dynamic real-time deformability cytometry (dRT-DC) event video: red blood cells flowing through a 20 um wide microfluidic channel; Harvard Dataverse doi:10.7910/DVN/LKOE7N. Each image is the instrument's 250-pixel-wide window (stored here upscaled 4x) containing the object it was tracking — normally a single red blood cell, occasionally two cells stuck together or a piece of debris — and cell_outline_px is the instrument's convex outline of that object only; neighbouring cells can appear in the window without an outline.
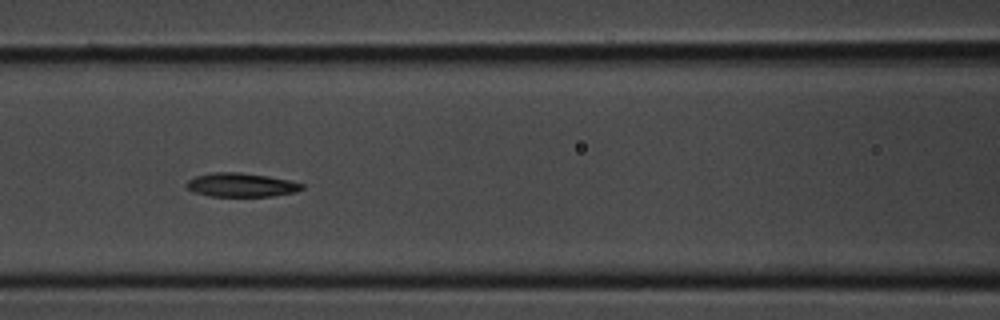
{"species": "common noctule bat (a hibernating species)", "species_latin": "Nyctalus noctula", "temperature_condition": "room temperature", "stored_images_in_passage": 12, "camera_frame_rate_fps": 3000, "um_per_image_px": 0.085, "animal": {"sex": "male", "body_mass_g": 20.1, "forearm_length_mm": 53.5}, "frame": {"image": 1, "passage_image": 7, "time_ms": 2.0, "image_size_px": [1000, 320], "cell_outline_px": [[304, 188], [296, 192], [272, 196], [212, 196], [192, 192], [184, 184], [188, 180], [196, 176], [212, 172], [240, 172], [268, 176], [288, 180], [304, 184]], "centroid_in_image_um": [20.49, 15.72], "position_along_channel_um": 146.1, "area_um2": 16.07}}
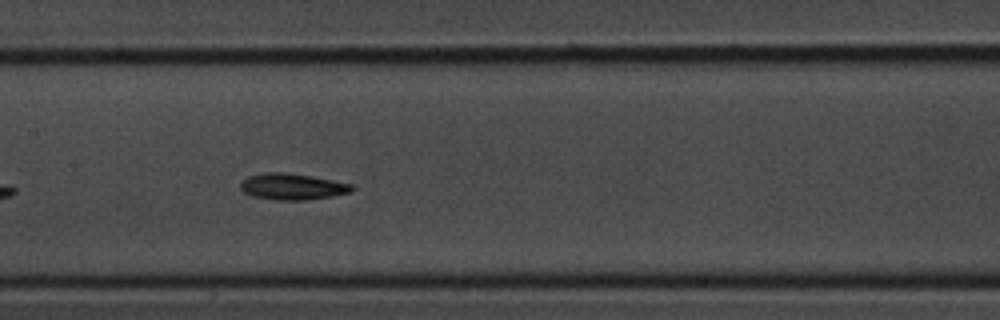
{"frame": {"image": 2, "passage_image": 9, "time_ms": 2.667, "image_size_px": [1000, 320], "cell_outline_px": [[356, 188], [352, 192], [332, 196], [308, 200], [276, 200], [252, 196], [244, 192], [240, 188], [240, 184], [248, 176], [264, 172], [284, 172], [312, 176], [356, 184]], "centroid_in_image_um": [24.92, 15.86], "position_along_channel_um": 182.5, "area_um2": 17.34}}